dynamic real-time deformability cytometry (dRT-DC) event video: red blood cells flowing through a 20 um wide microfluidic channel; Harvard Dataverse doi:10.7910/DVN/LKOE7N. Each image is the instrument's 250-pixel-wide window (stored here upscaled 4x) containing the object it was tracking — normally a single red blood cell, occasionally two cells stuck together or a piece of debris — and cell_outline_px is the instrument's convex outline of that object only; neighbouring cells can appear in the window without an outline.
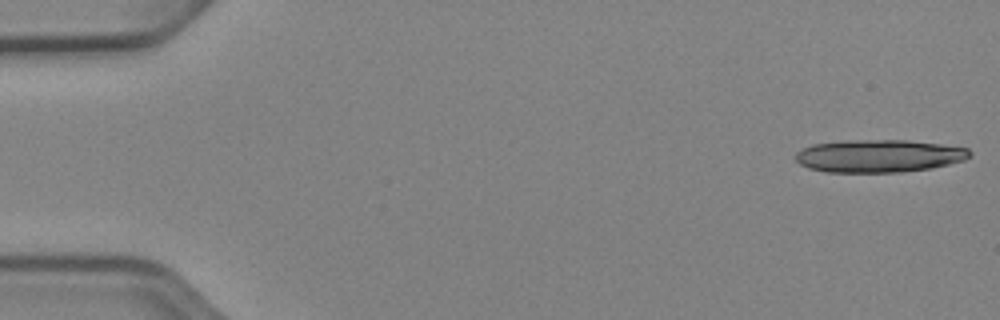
{"species": "Egyptian fruit bat (a non-hibernating species)", "species_latin": "Rousettus aegyptiacus", "temperature_condition": "cold", "stored_images_in_passage": 19, "camera_frame_rate_fps": 3000, "um_per_image_px": 0.085, "animal": {"sex": "female"}, "frame": {"image": 1, "passage_image": 1, "time_ms": 0.0, "image_size_px": [1000, 320], "cell_outline_px": [[972, 152], [964, 160], [932, 168], [900, 172], [824, 172], [808, 168], [800, 164], [796, 160], [796, 152], [812, 144], [844, 140], [908, 140], [940, 144], [968, 148]], "centroid_in_image_um": [74.68, 13.25], "position_along_channel_um": 10.3, "area_um2": 33.23}}